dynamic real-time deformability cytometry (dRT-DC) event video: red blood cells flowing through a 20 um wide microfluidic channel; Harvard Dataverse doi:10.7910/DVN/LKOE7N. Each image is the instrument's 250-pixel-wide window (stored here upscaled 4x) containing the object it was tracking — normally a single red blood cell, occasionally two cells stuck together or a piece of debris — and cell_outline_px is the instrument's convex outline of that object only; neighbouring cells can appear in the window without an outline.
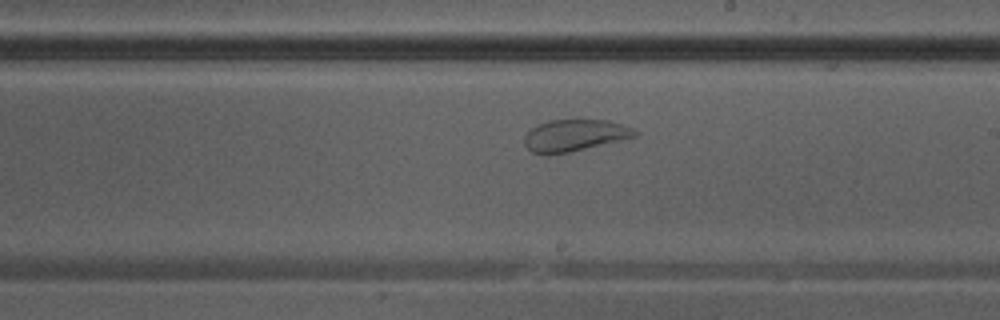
{"species": "Egyptian fruit bat (a non-hibernating species)", "species_latin": "Rousettus aegyptiacus", "temperature_condition": "warm", "stored_images_in_passage": 36, "segment_of_instrument_passage": [2, 2], "camera_frame_rate_fps": 3000, "um_per_image_px": 0.085, "animal": {"sex": "male"}, "frame": {"image": 1, "passage_image": 19, "time_ms": 6.0, "image_size_px": [1000, 320], "cell_outline_px": [[640, 136], [568, 152], [532, 152], [524, 144], [524, 136], [536, 124], [548, 120], [608, 120], [632, 128], [640, 132]], "centroid_in_image_um": [48.9, 11.47], "position_along_channel_um": 240.1, "area_um2": 20.11}}
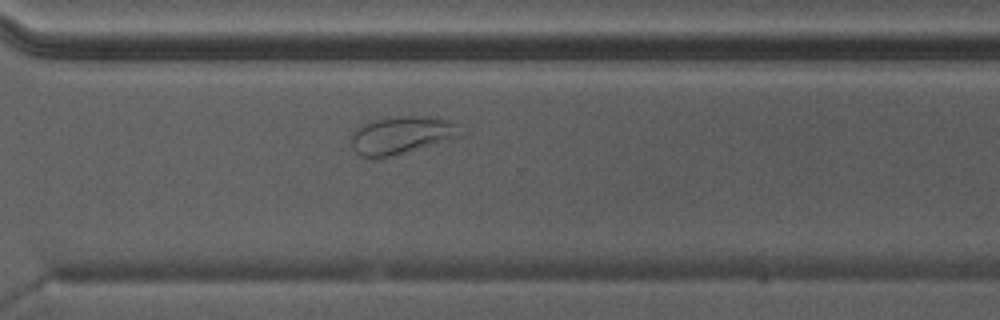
{"frame": {"image": 2, "passage_image": 25, "time_ms": 8.0, "image_size_px": [1000, 320], "cell_outline_px": [[468, 132], [460, 136], [388, 156], [360, 156], [352, 148], [348, 140], [352, 132], [356, 128], [368, 120], [392, 116], [420, 116], [452, 120]], "centroid_in_image_um": [34.1, 11.43], "position_along_channel_um": 336.5, "area_um2": 23.99}}
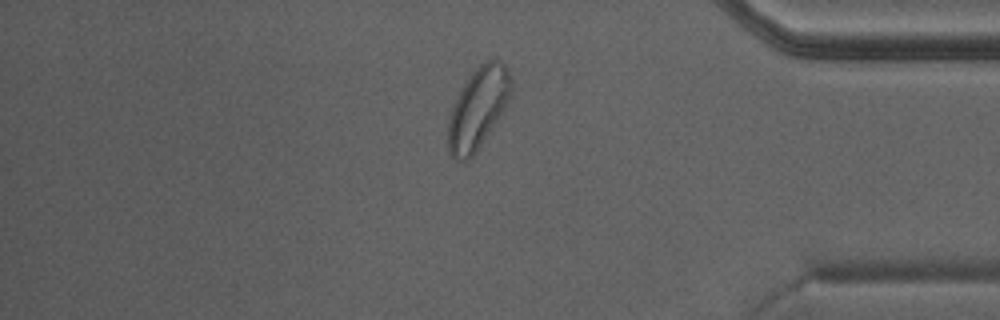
{"frame": {"image": 3, "passage_image": 30, "time_ms": 9.667, "image_size_px": [1000, 320], "cell_outline_px": [[512, 96], [500, 116], [476, 152], [468, 160], [456, 160], [448, 152], [448, 120], [452, 108], [464, 84], [472, 72], [484, 60], [492, 56], [500, 60], [508, 68], [512, 80]], "centroid_in_image_um": [40.67, 9.15], "position_along_channel_um": 394.5, "area_um2": 29.94}}